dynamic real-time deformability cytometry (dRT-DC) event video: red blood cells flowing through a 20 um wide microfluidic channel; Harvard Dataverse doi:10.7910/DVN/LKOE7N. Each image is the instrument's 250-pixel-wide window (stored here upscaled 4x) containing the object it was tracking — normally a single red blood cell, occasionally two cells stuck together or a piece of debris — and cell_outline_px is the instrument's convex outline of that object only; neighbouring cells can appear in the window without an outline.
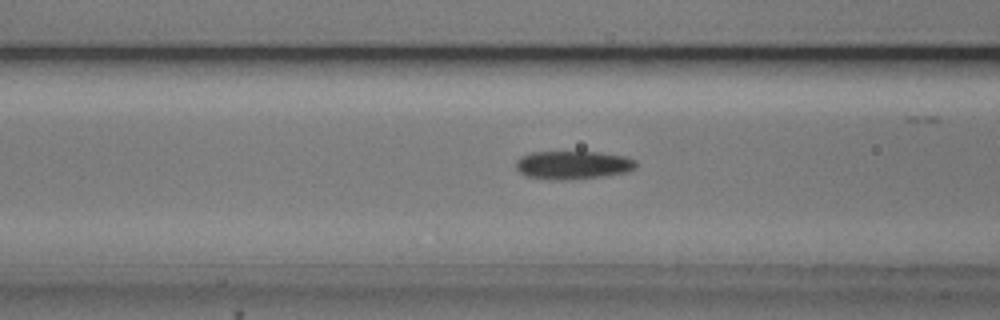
{"species": "common noctule bat (a hibernating species)", "species_latin": "Nyctalus noctula", "temperature_condition": "cold", "stored_images_in_passage": 47, "camera_frame_rate_fps": 3000, "um_per_image_px": 0.085, "animal": {"sex": "male", "body_mass_g": 20.5, "forearm_length_mm": 52.5}, "frame": {"image": 1, "passage_image": 20, "time_ms": 6.333, "image_size_px": [1000, 320], "cell_outline_px": [[636, 168], [628, 172], [600, 176], [564, 180], [552, 180], [528, 176], [520, 172], [516, 168], [516, 160], [520, 156], [532, 152], [596, 152], [624, 156], [636, 160]], "centroid_in_image_um": [48.69, 14.02], "position_along_channel_um": 117.9, "area_um2": 19.71}}
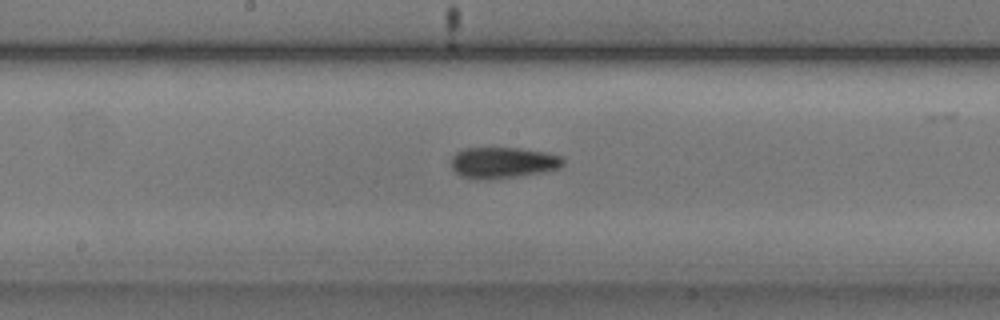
{"frame": {"image": 2, "passage_image": 27, "time_ms": 8.667, "image_size_px": [1000, 320], "cell_outline_px": [[564, 164], [560, 168], [520, 176], [492, 180], [476, 180], [460, 176], [452, 168], [452, 156], [456, 152], [464, 148], [520, 148], [544, 152], [560, 156], [564, 160]], "centroid_in_image_um": [42.72, 13.84], "position_along_channel_um": 205.5, "area_um2": 20.46}}
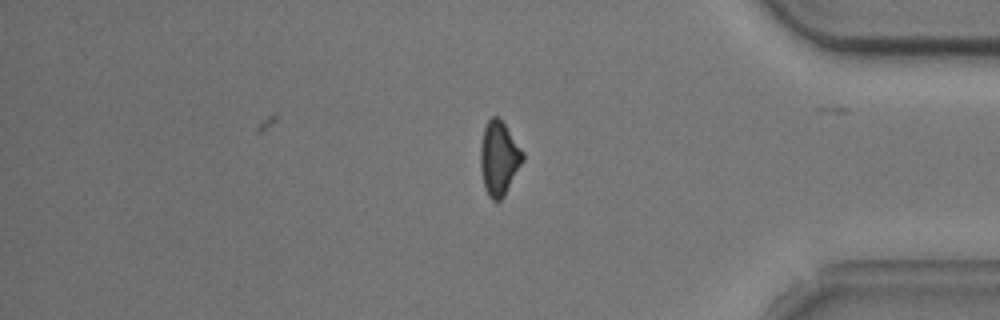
{"frame": {"image": 3, "passage_image": 44, "time_ms": 14.333, "image_size_px": [1000, 320], "cell_outline_px": [[524, 160], [504, 196], [500, 200], [492, 200], [488, 196], [484, 188], [480, 168], [480, 144], [484, 128], [488, 120], [492, 116], [500, 116], [524, 152]], "centroid_in_image_um": [42.41, 13.43], "position_along_channel_um": 392.8, "area_um2": 18.55}, "authors_computed_cell_mechanics": {"area_um2": 18.9584, "velocity_mm_per_s": 3.7334, "shape_relaxation_time_tau1_ms": 2.5177, "shape_relaxation_time_tau2_ms": 4.2985, "deformation_change_tau1": 0.1066, "deformation_change_tau2": 0.1156}}